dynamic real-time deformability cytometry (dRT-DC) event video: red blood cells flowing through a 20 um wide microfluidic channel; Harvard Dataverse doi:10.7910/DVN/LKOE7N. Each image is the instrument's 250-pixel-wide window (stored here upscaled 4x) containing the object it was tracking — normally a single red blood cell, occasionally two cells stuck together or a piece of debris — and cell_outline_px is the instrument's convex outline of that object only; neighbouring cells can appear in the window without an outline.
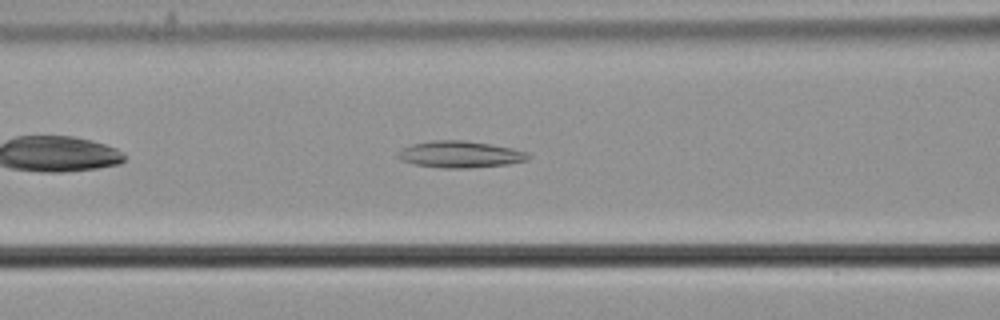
{"species": "common noctule bat (a hibernating species)", "species_latin": "Nyctalus noctula", "temperature_condition": "cold", "stored_images_in_passage": 41, "camera_frame_rate_fps": 3000, "um_per_image_px": 0.085, "animal": {"sex": "male", "body_mass_g": 21.5, "forearm_length_mm": 52.0}, "frame": {"image": 1, "passage_image": 9, "time_ms": 2.667, "image_size_px": [1000, 320], "cell_outline_px": [[532, 156], [528, 160], [508, 164], [468, 168], [444, 168], [416, 164], [400, 160], [396, 156], [404, 148], [412, 144], [432, 140], [464, 140], [512, 148], [528, 152]], "centroid_in_image_um": [39.15, 13.12], "position_along_channel_um": 127.5, "area_um2": 20.11}}
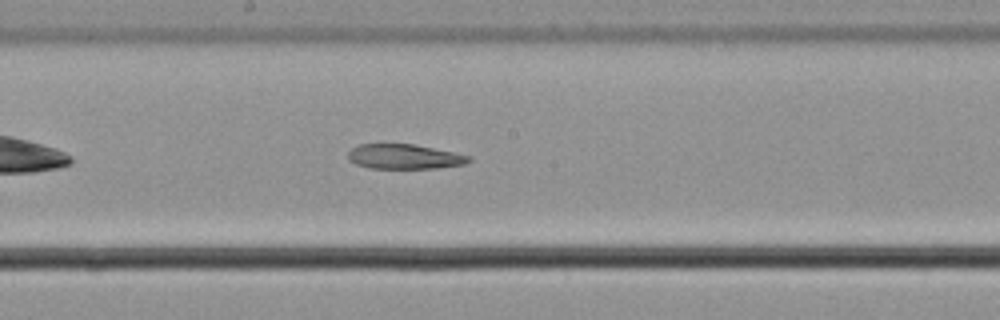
{"frame": {"image": 2, "passage_image": 16, "time_ms": 5.0, "image_size_px": [1000, 320], "cell_outline_px": [[472, 160], [464, 164], [440, 168], [372, 168], [356, 164], [348, 160], [348, 152], [352, 148], [360, 144], [416, 144], [472, 156]], "centroid_in_image_um": [34.4, 13.31], "position_along_channel_um": 213.8, "area_um2": 17.51}}
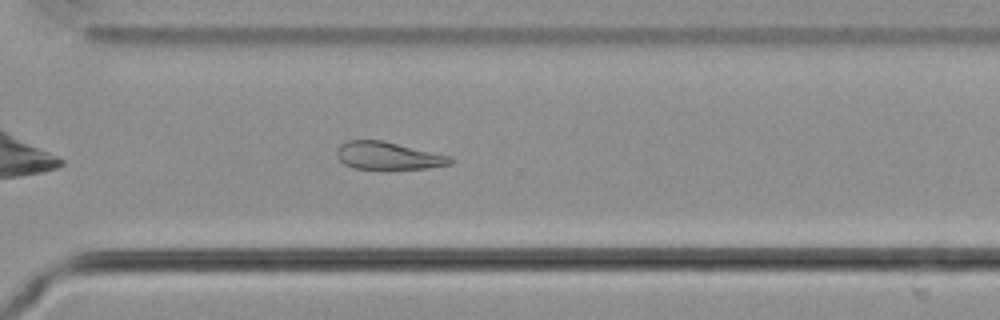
{"frame": {"image": 3, "passage_image": 26, "time_ms": 8.333, "image_size_px": [1000, 320], "cell_outline_px": [[456, 160], [452, 164], [428, 168], [352, 168], [344, 164], [336, 156], [336, 152], [340, 144], [348, 140], [380, 140], [452, 156]], "centroid_in_image_um": [33.01, 13.23], "position_along_channel_um": 337.6, "area_um2": 18.15}}